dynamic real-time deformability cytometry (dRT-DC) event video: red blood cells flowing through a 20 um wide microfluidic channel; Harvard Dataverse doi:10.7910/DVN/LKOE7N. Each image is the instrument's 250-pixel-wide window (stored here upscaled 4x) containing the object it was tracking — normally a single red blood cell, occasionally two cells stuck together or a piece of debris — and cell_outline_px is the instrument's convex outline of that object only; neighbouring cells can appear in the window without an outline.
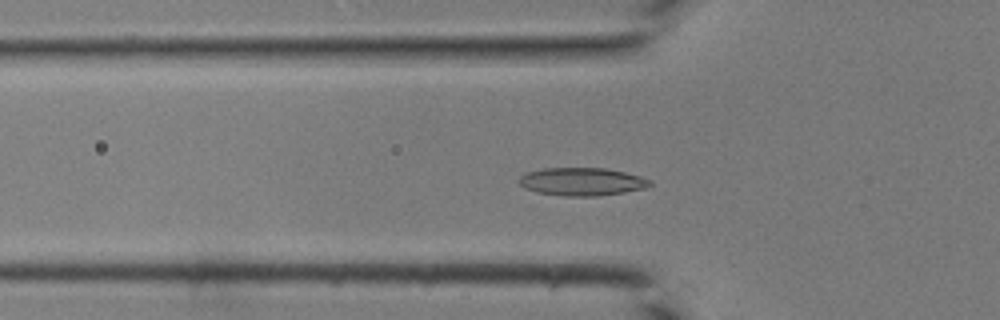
{"species": "common noctule bat (a hibernating species)", "species_latin": "Nyctalus noctula", "temperature_condition": "room temperature", "stored_images_in_passage": 35, "camera_frame_rate_fps": 3000, "um_per_image_px": 0.085, "animal": {"sex": "male", "body_mass_g": 19.0, "forearm_length_mm": 50.8}, "frame": {"image": 1, "passage_image": 6, "time_ms": 1.667, "image_size_px": [1000, 320], "cell_outline_px": [[652, 184], [648, 188], [624, 192], [596, 196], [564, 196], [536, 192], [524, 188], [516, 180], [520, 176], [528, 172], [544, 168], [604, 168], [624, 172], [640, 176], [652, 180]], "centroid_in_image_um": [49.47, 15.44], "position_along_channel_um": 76.3, "area_um2": 21.44}}
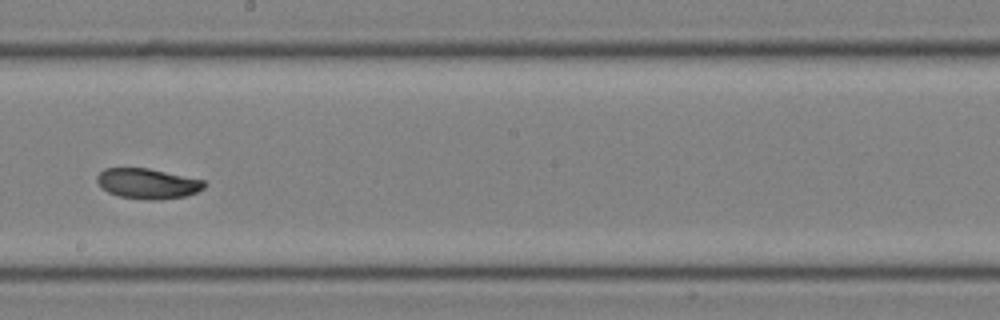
{"frame": {"image": 2, "passage_image": 16, "time_ms": 5.0, "image_size_px": [1000, 320], "cell_outline_px": [[208, 184], [204, 188], [196, 192], [184, 196], [160, 200], [148, 200], [120, 196], [108, 192], [96, 180], [96, 176], [104, 168], [148, 168], [204, 180]], "centroid_in_image_um": [12.57, 15.6], "position_along_channel_um": 235.6, "area_um2": 18.84}}
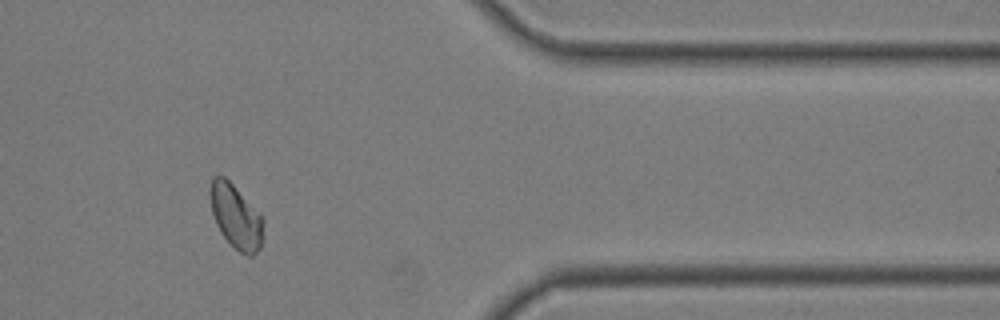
{"frame": {"image": 3, "passage_image": 27, "time_ms": 8.667, "image_size_px": [1000, 320], "cell_outline_px": [[264, 236], [260, 248], [252, 256], [248, 256], [240, 252], [220, 232], [216, 224], [212, 212], [208, 192], [212, 176], [224, 176], [264, 216]], "centroid_in_image_um": [20.07, 18.39], "position_along_channel_um": 391.3, "area_um2": 20.11}}